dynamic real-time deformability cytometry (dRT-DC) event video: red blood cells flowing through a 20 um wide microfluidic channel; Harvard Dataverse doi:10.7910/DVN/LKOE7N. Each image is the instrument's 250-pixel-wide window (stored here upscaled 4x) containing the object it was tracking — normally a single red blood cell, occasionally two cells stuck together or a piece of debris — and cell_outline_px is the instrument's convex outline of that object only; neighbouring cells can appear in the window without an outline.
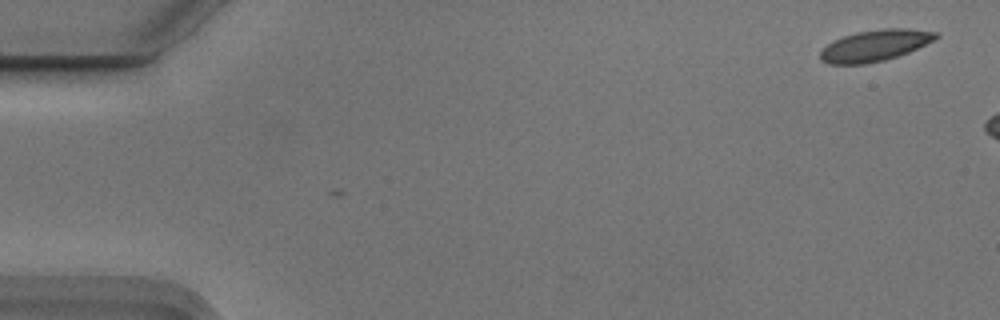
{"species": "Egyptian fruit bat (a non-hibernating species)", "species_latin": "Rousettus aegyptiacus", "temperature_condition": "cold", "stored_images_in_passage": 2, "camera_frame_rate_fps": 3000, "um_per_image_px": 0.085, "animal": {"sex": "male"}, "frame": {"image": 1, "passage_image": 1, "time_ms": 0.0, "image_size_px": [1000, 320], "cell_outline_px": [[940, 36], [908, 52], [884, 60], [868, 64], [828, 64], [820, 60], [820, 52], [828, 44], [844, 36], [856, 32], [884, 28], [908, 28], [936, 32]], "centroid_in_image_um": [74.35, 3.87], "position_along_channel_um": 10.7, "area_um2": 20.81}}